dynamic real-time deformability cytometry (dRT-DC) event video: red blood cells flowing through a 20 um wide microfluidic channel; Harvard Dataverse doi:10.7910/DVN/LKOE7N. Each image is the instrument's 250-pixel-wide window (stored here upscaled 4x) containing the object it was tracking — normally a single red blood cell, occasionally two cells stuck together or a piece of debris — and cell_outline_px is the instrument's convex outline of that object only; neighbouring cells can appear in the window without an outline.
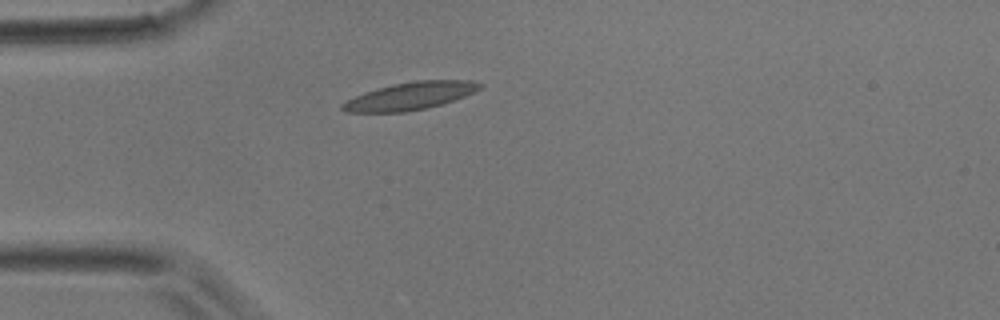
{"species": "common noctule bat (a hibernating species)", "species_latin": "Nyctalus noctula", "temperature_condition": "room temperature", "stored_images_in_passage": 3, "camera_frame_rate_fps": 3000, "um_per_image_px": 0.085, "animal": {"sex": "male", "body_mass_g": 17.9}, "frame": {"image": 1, "passage_image": 3, "time_ms": 0.667, "image_size_px": [1000, 320], "cell_outline_px": [[484, 84], [480, 88], [464, 96], [440, 104], [424, 108], [404, 112], [344, 112], [340, 108], [340, 104], [344, 100], [392, 84], [416, 80], [472, 80]], "centroid_in_image_um": [34.83, 8.15], "position_along_channel_um": 50.2, "area_um2": 21.79}}